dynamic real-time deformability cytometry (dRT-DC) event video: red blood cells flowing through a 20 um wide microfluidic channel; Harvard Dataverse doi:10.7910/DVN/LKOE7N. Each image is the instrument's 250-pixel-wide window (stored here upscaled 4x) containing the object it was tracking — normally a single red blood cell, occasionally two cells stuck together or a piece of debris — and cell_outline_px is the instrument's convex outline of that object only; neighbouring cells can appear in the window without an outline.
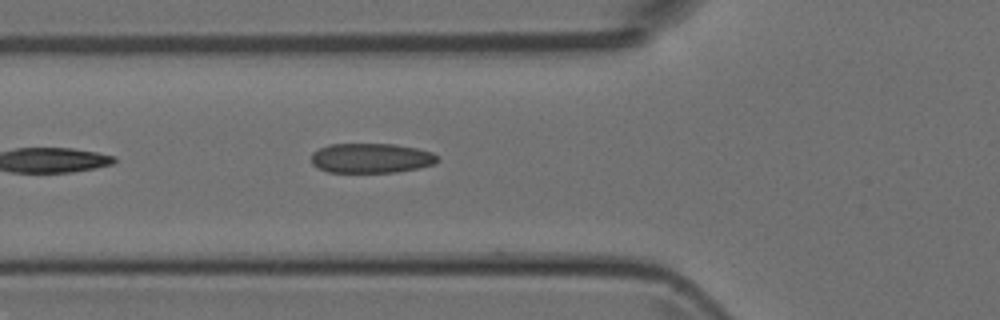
{"species": "Egyptian fruit bat (a non-hibernating species)", "species_latin": "Rousettus aegyptiacus", "temperature_condition": "room temperature", "stored_images_in_passage": 5, "camera_frame_rate_fps": 3000, "um_per_image_px": 0.085, "animal": {"sex": "female"}, "frame": {"image": 1, "passage_image": 5, "time_ms": 5.333, "image_size_px": [1000, 320], "cell_outline_px": [[440, 160], [436, 164], [420, 168], [396, 172], [328, 172], [316, 168], [312, 164], [312, 152], [328, 144], [392, 144], [416, 148], [432, 152], [440, 156]], "centroid_in_image_um": [31.58, 13.44], "position_along_channel_um": 94.2, "area_um2": 22.14}}